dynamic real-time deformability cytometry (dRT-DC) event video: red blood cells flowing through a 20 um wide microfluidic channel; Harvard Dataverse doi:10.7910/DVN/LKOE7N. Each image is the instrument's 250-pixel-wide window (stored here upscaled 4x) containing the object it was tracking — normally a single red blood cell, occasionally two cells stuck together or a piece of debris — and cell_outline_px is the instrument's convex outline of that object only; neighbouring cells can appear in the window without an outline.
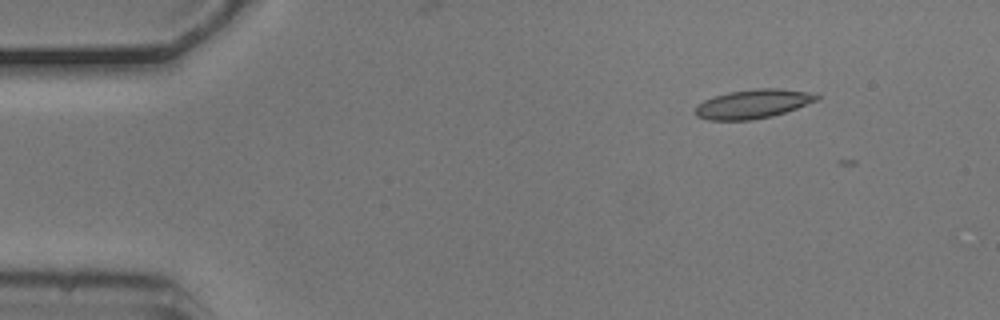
{"species": "common noctule bat (a hibernating species)", "species_latin": "Nyctalus noctula", "temperature_condition": "cold", "stored_images_in_passage": 4, "camera_frame_rate_fps": 3000, "um_per_image_px": 0.085, "animal": {"sex": "male", "body_mass_g": 20.5, "forearm_length_mm": 52.5}, "frame": {"image": 1, "passage_image": 1, "time_ms": 0.0, "image_size_px": [1000, 320], "cell_outline_px": [[820, 100], [772, 116], [752, 120], [708, 120], [696, 116], [696, 104], [704, 100], [728, 92], [752, 88], [780, 88], [804, 92], [820, 96]], "centroid_in_image_um": [63.98, 8.83], "position_along_channel_um": 21.0, "area_um2": 20.46}}
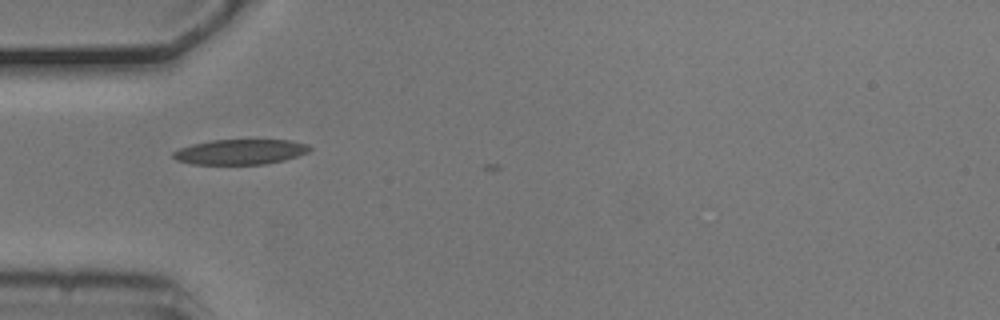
{"frame": {"image": 2, "passage_image": 3, "time_ms": 0.667, "image_size_px": [1000, 320], "cell_outline_px": [[312, 148], [308, 152], [284, 160], [264, 164], [192, 164], [176, 160], [172, 156], [172, 152], [180, 148], [192, 144], [212, 140], [288, 140], [308, 144]], "centroid_in_image_um": [20.41, 12.91], "position_along_channel_um": 64.6, "area_um2": 19.94}}